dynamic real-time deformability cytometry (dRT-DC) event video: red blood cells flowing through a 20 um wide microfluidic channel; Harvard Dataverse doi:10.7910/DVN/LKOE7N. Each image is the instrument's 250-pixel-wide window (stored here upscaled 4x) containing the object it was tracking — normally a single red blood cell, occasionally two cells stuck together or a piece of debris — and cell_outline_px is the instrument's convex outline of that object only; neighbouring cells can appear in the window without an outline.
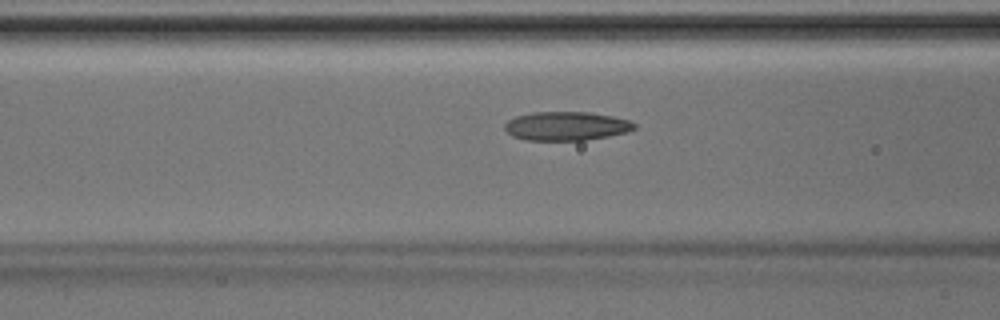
{"species": "Egyptian fruit bat (a non-hibernating species)", "species_latin": "Rousettus aegyptiacus", "temperature_condition": "room temperature", "stored_images_in_passage": 7, "camera_frame_rate_fps": 3000, "um_per_image_px": 0.085, "animal": {"sex": "male"}, "frame": {"image": 1, "passage_image": 6, "time_ms": 1.667, "image_size_px": [1000, 320], "cell_outline_px": [[636, 128], [628, 132], [608, 136], [584, 140], [528, 140], [512, 136], [504, 128], [504, 124], [508, 120], [516, 116], [532, 112], [588, 112], [612, 116], [632, 120], [636, 124]], "centroid_in_image_um": [48.16, 10.71], "position_along_channel_um": 118.4, "area_um2": 21.85}}